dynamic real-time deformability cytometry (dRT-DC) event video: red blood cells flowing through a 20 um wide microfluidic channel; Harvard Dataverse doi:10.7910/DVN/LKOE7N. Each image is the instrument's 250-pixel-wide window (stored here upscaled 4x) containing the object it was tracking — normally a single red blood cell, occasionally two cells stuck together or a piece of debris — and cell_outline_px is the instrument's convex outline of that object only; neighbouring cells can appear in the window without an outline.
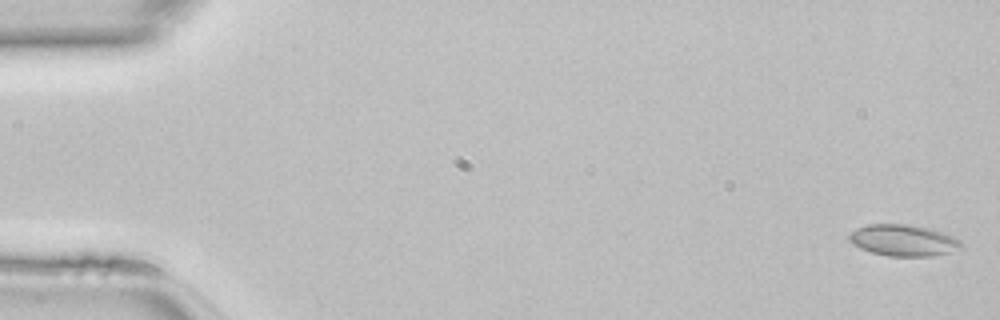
{"species": "common noctule bat (a hibernating species)", "species_latin": "Nyctalus noctula", "temperature_condition": "room temperature", "stored_images_in_passage": 47, "camera_frame_rate_fps": 3000, "um_per_image_px": 0.085, "animal": {"sex": "female", "body_mass_g": 22.7, "forearm_length_mm": 54.2}, "frame": {"image": 1, "passage_image": 1, "time_ms": 0.0, "image_size_px": [1000, 320], "cell_outline_px": [[964, 248], [932, 256], [888, 256], [872, 252], [860, 248], [852, 244], [848, 240], [848, 236], [856, 228], [868, 224], [908, 224], [932, 228], [944, 232], [960, 240], [964, 244]], "centroid_in_image_um": [76.81, 20.42], "position_along_channel_um": 8.2, "area_um2": 20.75}}
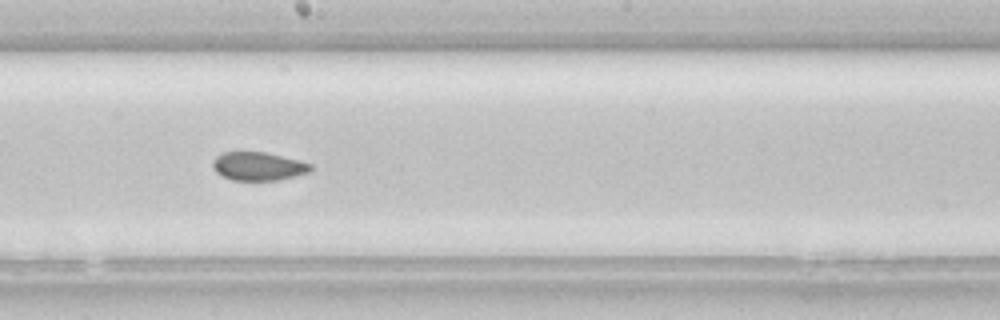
{"frame": {"image": 2, "passage_image": 26, "time_ms": 8.333, "image_size_px": [1000, 320], "cell_outline_px": [[312, 172], [280, 180], [232, 180], [216, 172], [212, 164], [212, 160], [220, 152], [264, 152], [300, 160], [312, 164]], "centroid_in_image_um": [21.98, 14.13], "position_along_channel_um": 226.2, "area_um2": 16.36}}
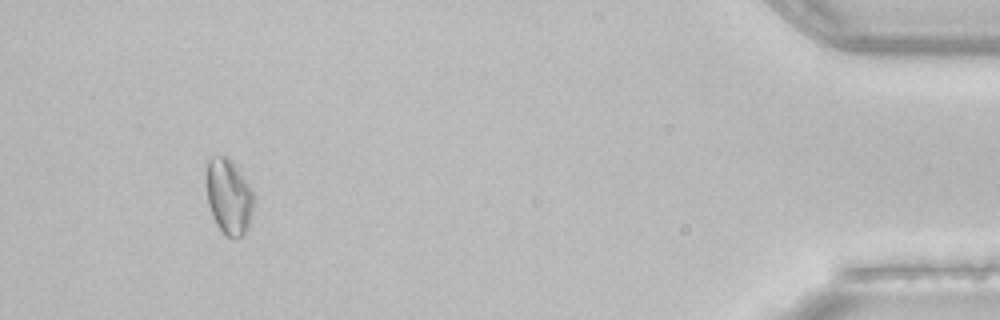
{"frame": {"image": 3, "passage_image": 44, "time_ms": 14.333, "image_size_px": [1000, 320], "cell_outline_px": [[252, 208], [248, 228], [240, 236], [232, 240], [224, 236], [216, 224], [212, 216], [208, 204], [204, 180], [204, 172], [208, 160], [212, 156], [224, 152], [232, 160], [248, 184], [252, 192]], "centroid_in_image_um": [19.37, 16.66], "position_along_channel_um": 415.8, "area_um2": 21.44}}